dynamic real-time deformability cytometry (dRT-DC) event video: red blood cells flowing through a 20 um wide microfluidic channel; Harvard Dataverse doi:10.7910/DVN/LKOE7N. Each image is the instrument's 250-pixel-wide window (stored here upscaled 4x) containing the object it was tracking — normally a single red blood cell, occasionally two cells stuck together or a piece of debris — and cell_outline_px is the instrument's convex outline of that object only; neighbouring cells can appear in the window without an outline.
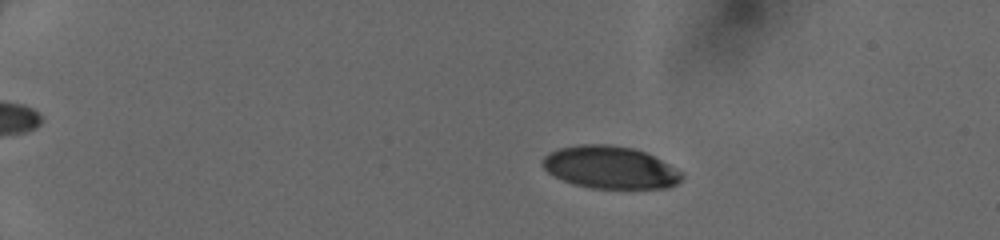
{"species": "human", "species_latin": "Homo sapiens", "temperature_condition": "cold", "stored_images_in_passage": 47, "camera_frame_rate_fps": 3000, "um_per_image_px": 0.085, "donor": {"sex": "female"}, "frame": {"image": 1, "passage_image": 8, "time_ms": 2.333, "image_size_px": [1000, 240], "cell_outline_px": [[684, 176], [676, 184], [668, 188], [592, 188], [572, 184], [548, 172], [544, 168], [544, 156], [560, 148], [580, 144], [608, 144], [632, 148], [644, 152], [684, 172]], "centroid_in_image_um": [51.9, 14.24], "position_along_channel_um": 33.1, "area_um2": 34.1}}
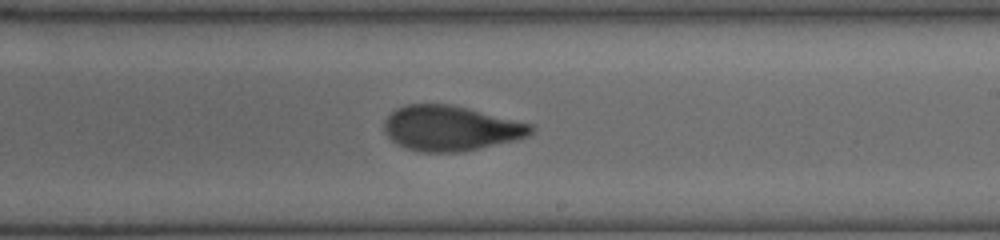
{"frame": {"image": 2, "passage_image": 30, "time_ms": 9.667, "image_size_px": [1000, 240], "cell_outline_px": [[536, 128], [532, 132], [516, 140], [460, 152], [420, 152], [408, 148], [392, 140], [384, 132], [384, 120], [396, 108], [408, 104], [452, 104], [532, 124]], "centroid_in_image_um": [38.3, 10.89], "position_along_channel_um": 250.7, "area_um2": 38.32}}
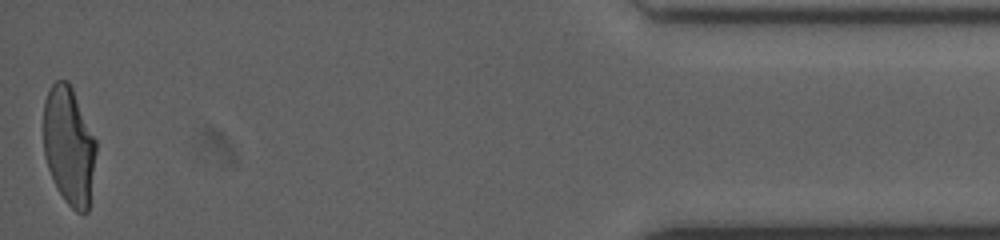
{"frame": {"image": 3, "passage_image": 47, "time_ms": 15.333, "image_size_px": [1000, 240], "cell_outline_px": [[96, 152], [88, 212], [76, 212], [68, 204], [60, 192], [48, 168], [44, 156], [44, 100], [52, 84], [56, 80], [68, 80], [72, 88], [96, 140]], "centroid_in_image_um": [5.86, 12.37], "position_along_channel_um": 429.3, "area_um2": 35.84}}